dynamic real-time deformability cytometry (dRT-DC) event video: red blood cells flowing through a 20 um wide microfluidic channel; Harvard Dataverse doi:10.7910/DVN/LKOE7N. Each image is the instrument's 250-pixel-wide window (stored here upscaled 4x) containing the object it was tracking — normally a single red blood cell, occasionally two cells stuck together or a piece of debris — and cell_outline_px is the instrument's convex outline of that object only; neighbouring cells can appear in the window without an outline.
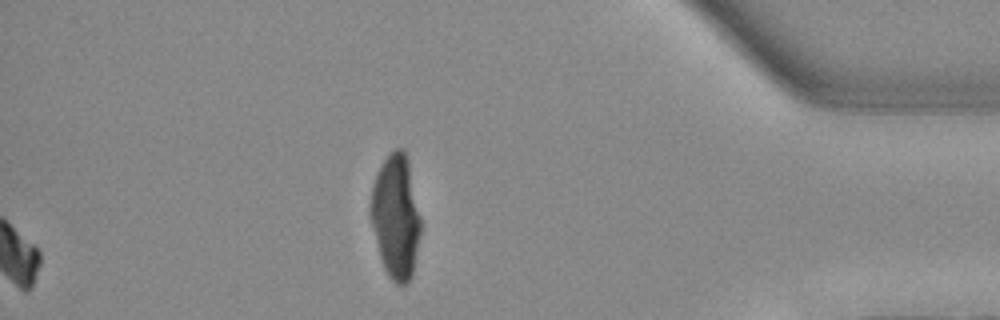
{"species": "Egyptian fruit bat (a non-hibernating species)", "species_latin": "Rousettus aegyptiacus", "temperature_condition": "warm", "stored_images_in_passage": 37, "segment_of_instrument_passage": [2, 2], "camera_frame_rate_fps": 3000, "um_per_image_px": 0.085, "animal": {"sex": "female"}, "frame": {"image": 1, "passage_image": 37, "time_ms": 12.0, "image_size_px": [1000, 320], "cell_outline_px": [[420, 236], [412, 276], [404, 284], [396, 284], [392, 280], [384, 268], [380, 256], [372, 224], [372, 188], [376, 176], [384, 160], [396, 148], [404, 148], [408, 160], [420, 216]], "centroid_in_image_um": [33.67, 18.42], "position_along_channel_um": 401.5, "area_um2": 35.2}}